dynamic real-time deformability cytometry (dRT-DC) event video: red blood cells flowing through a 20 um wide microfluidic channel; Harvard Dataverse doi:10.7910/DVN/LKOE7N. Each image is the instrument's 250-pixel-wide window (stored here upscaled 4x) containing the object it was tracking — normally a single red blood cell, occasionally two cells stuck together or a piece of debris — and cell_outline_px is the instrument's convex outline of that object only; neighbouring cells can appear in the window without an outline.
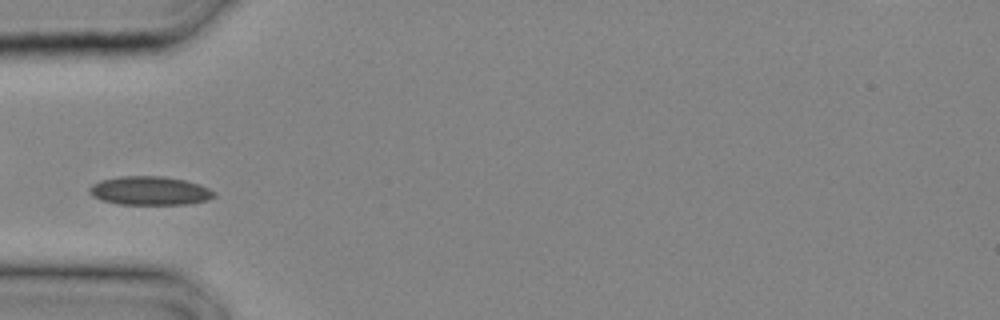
{"species": "common noctule bat (a hibernating species)", "species_latin": "Nyctalus noctula", "temperature_condition": "cold", "stored_images_in_passage": 10, "camera_frame_rate_fps": 3000, "um_per_image_px": 0.085, "animal": {"sex": "male", "body_mass_g": 20.4}, "frame": {"image": 1, "passage_image": 1, "time_ms": 0.0, "image_size_px": [1000, 320], "cell_outline_px": [[216, 196], [208, 200], [188, 204], [116, 204], [100, 200], [92, 196], [88, 192], [88, 188], [92, 184], [100, 180], [120, 176], [164, 176], [184, 180], [200, 184], [216, 192]], "centroid_in_image_um": [12.72, 16.21], "position_along_channel_um": 72.3, "area_um2": 21.1}}